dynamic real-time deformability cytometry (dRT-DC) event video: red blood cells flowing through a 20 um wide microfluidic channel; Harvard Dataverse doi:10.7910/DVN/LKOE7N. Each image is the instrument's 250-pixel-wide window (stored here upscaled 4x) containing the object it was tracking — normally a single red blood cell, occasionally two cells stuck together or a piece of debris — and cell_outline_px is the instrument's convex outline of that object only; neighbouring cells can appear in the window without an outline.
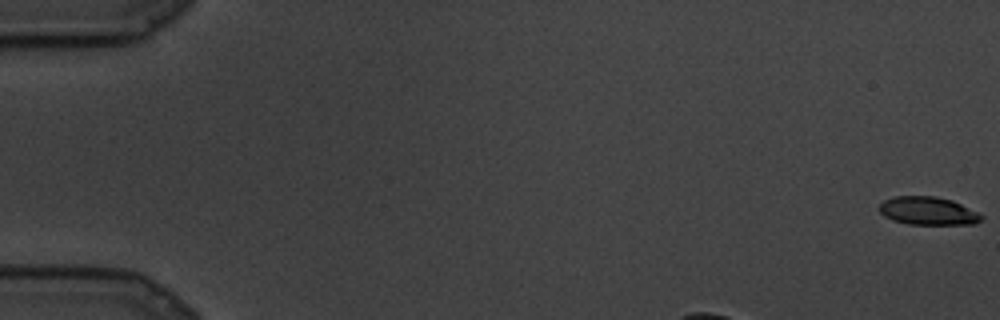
{"species": "common noctule bat (a hibernating species)", "species_latin": "Nyctalus noctula", "temperature_condition": "cold", "stored_images_in_passage": 82, "camera_frame_rate_fps": 3000, "um_per_image_px": 0.085, "animal": {"sex": "male", "body_mass_g": 19.5, "forearm_length_mm": 54.6}, "frame": {"image": 1, "passage_image": 1, "time_ms": 0.0, "image_size_px": [1000, 320], "cell_outline_px": [[984, 216], [980, 220], [972, 224], [908, 224], [892, 220], [884, 216], [880, 212], [880, 204], [884, 200], [896, 196], [936, 196], [952, 200]], "centroid_in_image_um": [78.85, 17.92], "position_along_channel_um": 6.2, "area_um2": 16.53}}
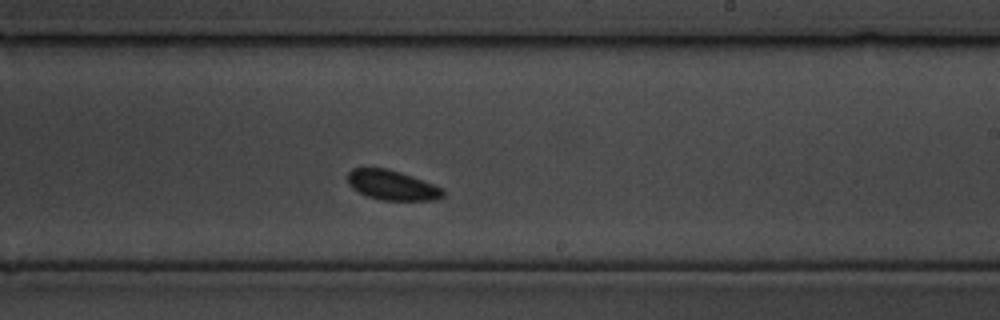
{"frame": {"image": 2, "passage_image": 45, "time_ms": 14.667, "image_size_px": [1000, 320], "cell_outline_px": [[444, 196], [436, 200], [380, 200], [368, 196], [352, 188], [348, 184], [348, 172], [352, 168], [388, 168], [412, 176], [444, 188]], "centroid_in_image_um": [33.34, 15.74], "position_along_channel_um": 255.7, "area_um2": 16.59}}
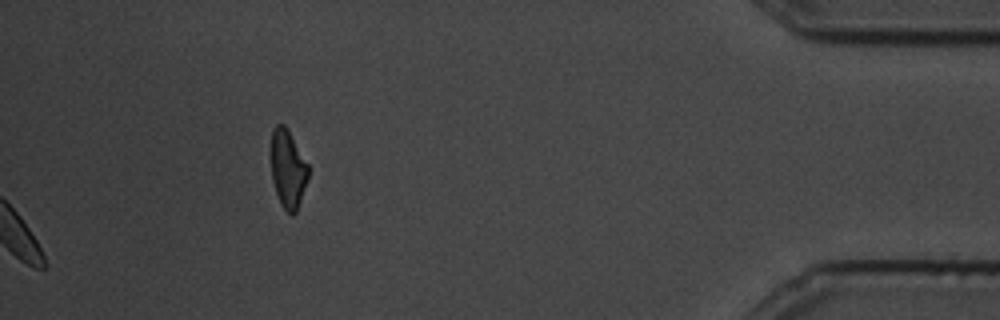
{"frame": {"image": 3, "passage_image": 82, "time_ms": 27.0, "image_size_px": [1000, 320], "cell_outline_px": [[308, 180], [296, 212], [292, 216], [280, 204], [272, 180], [268, 152], [272, 128], [276, 124], [284, 124], [308, 164]], "centroid_in_image_um": [24.41, 14.33], "position_along_channel_um": 410.8, "area_um2": 17.46}}